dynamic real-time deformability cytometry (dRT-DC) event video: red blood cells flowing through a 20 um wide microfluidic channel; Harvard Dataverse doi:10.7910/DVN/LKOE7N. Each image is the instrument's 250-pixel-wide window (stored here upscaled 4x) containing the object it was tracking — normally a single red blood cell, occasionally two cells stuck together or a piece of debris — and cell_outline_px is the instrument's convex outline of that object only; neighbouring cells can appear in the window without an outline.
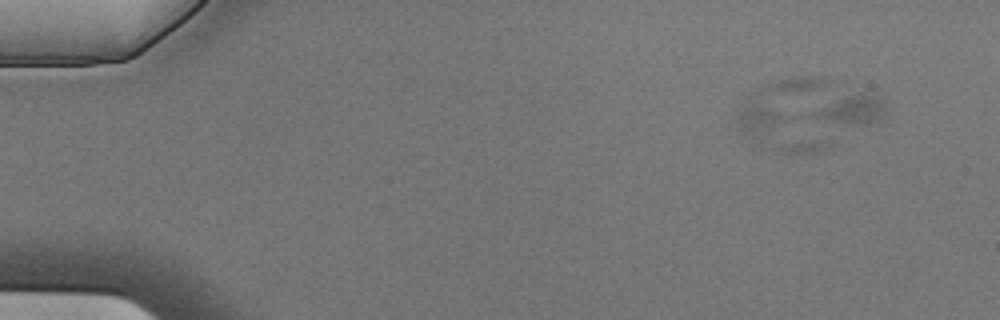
{"species": "Egyptian fruit bat (a non-hibernating species)", "species_latin": "Rousettus aegyptiacus", "temperature_condition": "cold", "stored_images_in_passage": 5, "camera_frame_rate_fps": 3000, "um_per_image_px": 0.085, "animal": {"sex": "male"}, "frame": {"image": 1, "passage_image": 1, "time_ms": 0.0, "image_size_px": [1000, 320], "cell_outline_px": [[888, 112], [884, 116], [868, 124], [852, 124], [800, 116], [848, 96], [860, 92], [864, 92], [884, 96]], "centroid_in_image_um": [72.5, 9.31], "position_along_channel_um": 12.5, "area_um2": 12.43}}